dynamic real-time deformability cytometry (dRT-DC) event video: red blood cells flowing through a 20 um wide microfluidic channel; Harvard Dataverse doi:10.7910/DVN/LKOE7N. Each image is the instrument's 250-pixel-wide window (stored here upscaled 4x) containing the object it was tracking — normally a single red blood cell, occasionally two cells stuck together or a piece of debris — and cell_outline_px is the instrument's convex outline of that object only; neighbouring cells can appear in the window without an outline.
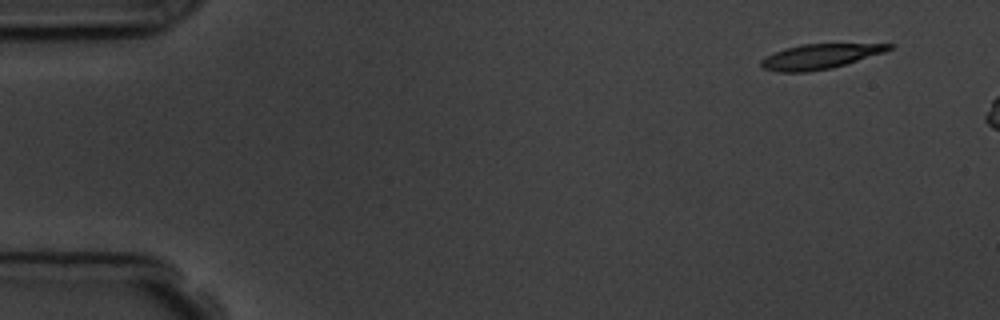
{"species": "common noctule bat (a hibernating species)", "species_latin": "Nyctalus noctula", "temperature_condition": "room temperature", "stored_images_in_passage": 3, "camera_frame_rate_fps": 3000, "um_per_image_px": 0.085, "animal": {"sex": "male", "body_mass_g": 19.5, "forearm_length_mm": 54.6}, "frame": {"image": 1, "passage_image": 1, "time_ms": 0.0, "image_size_px": [1000, 320], "cell_outline_px": [[896, 44], [892, 48], [884, 52], [832, 68], [804, 72], [776, 72], [764, 68], [760, 64], [760, 60], [784, 48], [800, 44]], "centroid_in_image_um": [69.67, 4.8], "position_along_channel_um": 15.3, "area_um2": 18.26}}